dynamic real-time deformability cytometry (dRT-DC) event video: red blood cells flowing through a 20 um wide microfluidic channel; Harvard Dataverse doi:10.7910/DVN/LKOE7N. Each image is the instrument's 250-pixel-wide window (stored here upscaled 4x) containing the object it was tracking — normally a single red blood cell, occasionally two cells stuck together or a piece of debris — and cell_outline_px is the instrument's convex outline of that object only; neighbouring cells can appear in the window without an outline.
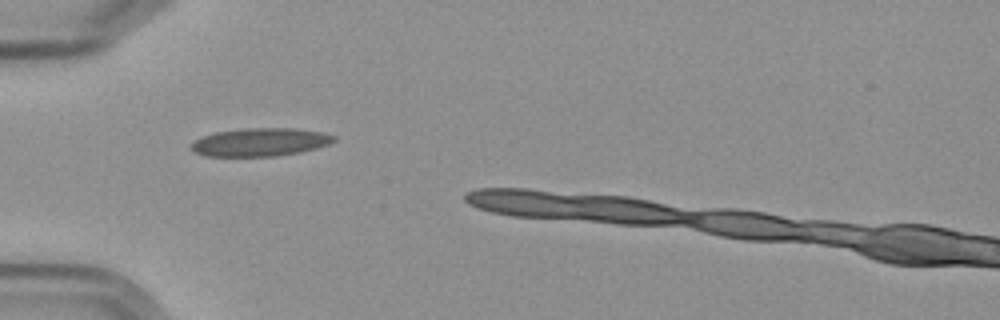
{"species": "Egyptian fruit bat (a non-hibernating species)", "species_latin": "Rousettus aegyptiacus", "temperature_condition": "cold", "stored_images_in_passage": 3, "camera_frame_rate_fps": 3000, "um_per_image_px": 0.085, "frame": {"image": 1, "passage_image": 1, "time_ms": 0.0, "image_size_px": [1000, 320], "cell_outline_px": [[336, 140], [328, 144], [316, 148], [300, 152], [276, 156], [204, 156], [188, 148], [196, 140], [204, 136], [216, 132], [244, 128], [296, 128], [320, 132], [336, 136]], "centroid_in_image_um": [22.12, 12.08], "position_along_channel_um": 62.9, "area_um2": 23.29}}
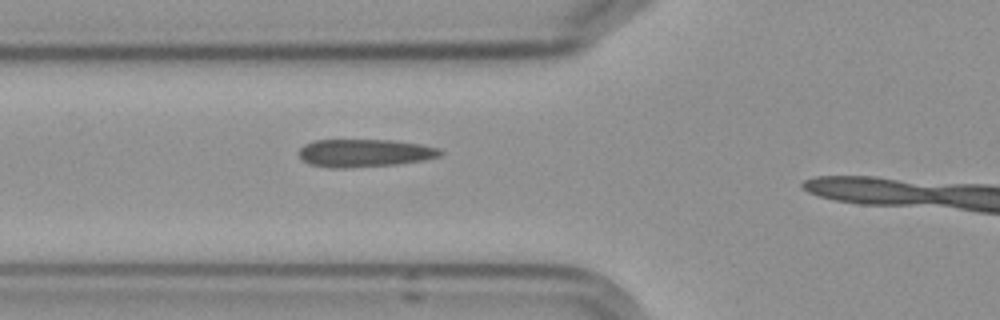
{"frame": {"image": 2, "passage_image": 2, "time_ms": 1.0, "image_size_px": [1000, 320], "cell_outline_px": [[444, 152], [440, 156], [424, 160], [396, 164], [348, 168], [328, 168], [308, 164], [300, 156], [300, 148], [304, 144], [312, 140], [392, 140], [420, 144], [440, 148]], "centroid_in_image_um": [30.99, 13.01], "position_along_channel_um": 94.8, "area_um2": 23.06}}